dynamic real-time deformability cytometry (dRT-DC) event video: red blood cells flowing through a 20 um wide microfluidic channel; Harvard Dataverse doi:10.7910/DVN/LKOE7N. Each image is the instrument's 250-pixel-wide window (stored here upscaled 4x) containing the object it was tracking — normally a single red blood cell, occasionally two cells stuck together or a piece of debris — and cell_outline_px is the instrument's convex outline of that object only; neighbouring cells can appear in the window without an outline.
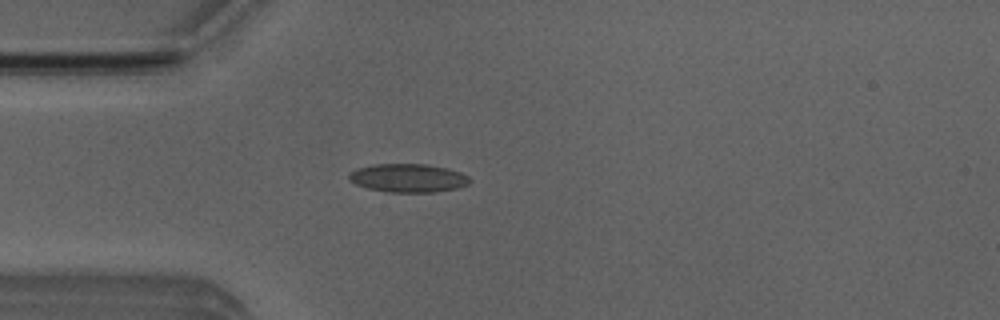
{"species": "Egyptian fruit bat (a non-hibernating species)", "species_latin": "Rousettus aegyptiacus", "temperature_condition": "room temperature", "stored_images_in_passage": 51, "camera_frame_rate_fps": 3000, "um_per_image_px": 0.085, "animal": {"sex": "male"}, "frame": {"image": 1, "passage_image": 13, "time_ms": 4.0, "image_size_px": [1000, 320], "cell_outline_px": [[468, 184], [456, 188], [436, 192], [388, 192], [368, 188], [356, 184], [348, 180], [348, 176], [356, 168], [376, 164], [428, 164], [448, 168], [460, 172], [468, 176]], "centroid_in_image_um": [34.68, 15.12], "position_along_channel_um": 50.3, "area_um2": 19.94}}
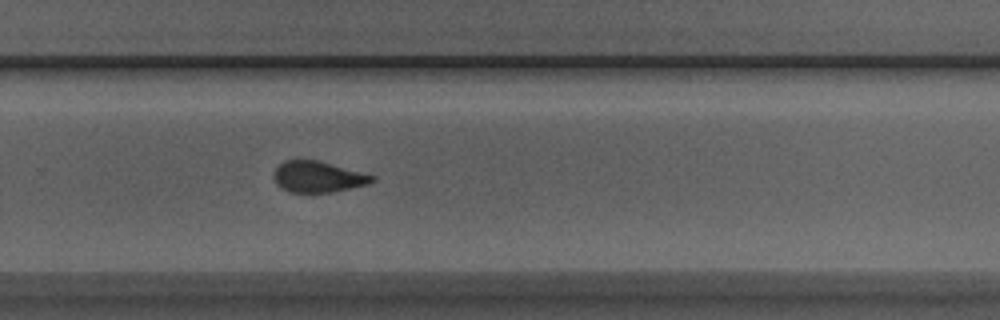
{"frame": {"image": 2, "passage_image": 33, "time_ms": 10.667, "image_size_px": [1000, 320], "cell_outline_px": [[376, 180], [368, 184], [332, 192], [288, 192], [280, 188], [276, 184], [272, 176], [276, 168], [284, 160], [316, 160], [376, 176]], "centroid_in_image_um": [26.99, 15.04], "position_along_channel_um": 302.8, "area_um2": 17.74}}
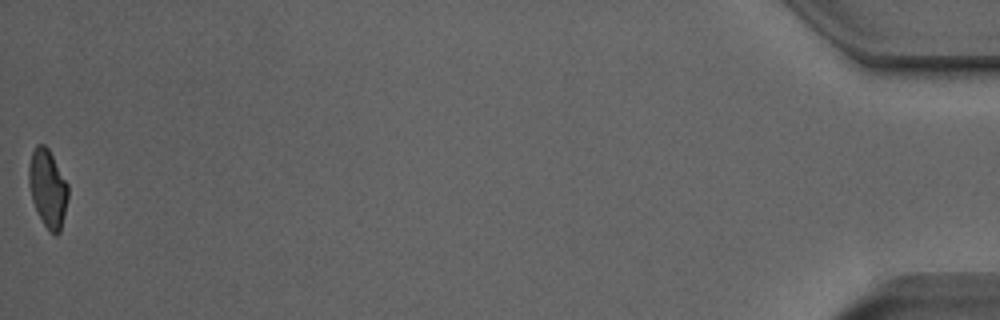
{"frame": {"image": 3, "passage_image": 51, "time_ms": 16.667, "image_size_px": [1000, 320], "cell_outline_px": [[68, 196], [60, 232], [56, 236], [44, 224], [32, 200], [28, 184], [28, 168], [32, 152], [36, 144], [44, 144], [48, 148], [68, 184]], "centroid_in_image_um": [4.05, 15.97], "position_along_channel_um": 431.2, "area_um2": 17.57}, "authors_computed_cell_mechanics": {"area_um2": 18.6116, "velocity_mm_per_s": 3.9128, "shape_relaxation_time_tau1_ms": 6.0635, "shape_relaxation_time_tau2_ms": 1.1631, "deformation_change_tau1": 0.1381, "deformation_change_tau2": 0.0728}}